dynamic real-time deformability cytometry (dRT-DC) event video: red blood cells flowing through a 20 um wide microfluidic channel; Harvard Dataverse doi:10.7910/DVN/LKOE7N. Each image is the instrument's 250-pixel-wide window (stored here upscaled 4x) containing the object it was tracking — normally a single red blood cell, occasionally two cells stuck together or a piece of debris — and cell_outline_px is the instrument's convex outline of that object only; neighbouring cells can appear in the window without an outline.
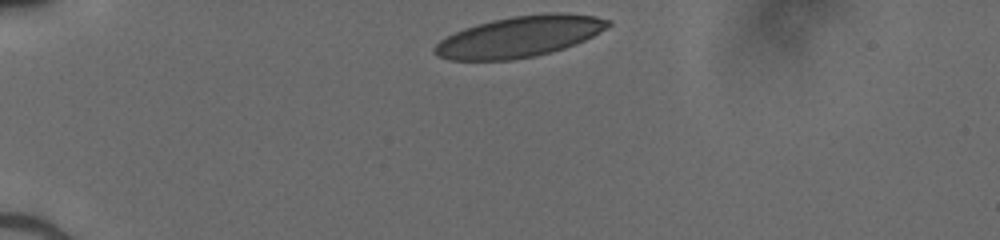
{"species": "human", "species_latin": "Homo sapiens", "temperature_condition": "cold", "stored_images_in_passage": 31, "camera_frame_rate_fps": 3000, "um_per_image_px": 0.085, "donor": {"sex": "male"}, "frame": {"image": 1, "passage_image": 1, "time_ms": 0.0, "image_size_px": [1000, 240], "cell_outline_px": [[612, 24], [600, 32], [584, 40], [564, 48], [536, 56], [512, 60], [448, 60], [436, 56], [432, 52], [432, 48], [440, 40], [464, 28], [476, 24], [492, 20], [512, 16], [544, 12], [560, 12], [596, 16], [612, 20]], "centroid_in_image_um": [44.15, 3.1], "position_along_channel_um": 40.8, "area_um2": 41.67}}
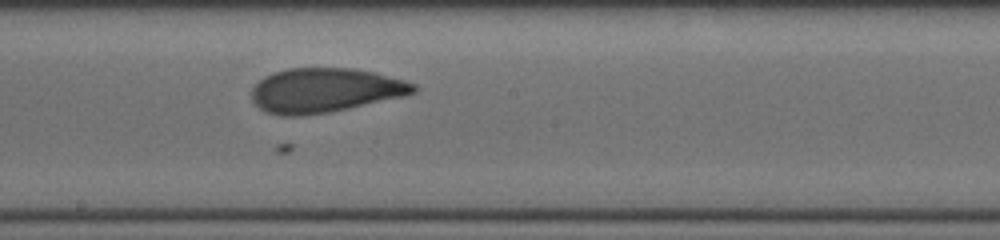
{"frame": {"image": 2, "passage_image": 18, "time_ms": 5.667, "image_size_px": [1000, 240], "cell_outline_px": [[416, 92], [404, 96], [328, 112], [296, 116], [284, 116], [268, 112], [260, 108], [252, 100], [252, 88], [264, 76], [272, 72], [288, 68], [352, 68], [372, 72], [404, 80], [416, 84]], "centroid_in_image_um": [27.59, 7.66], "position_along_channel_um": 220.6, "area_um2": 41.5}}
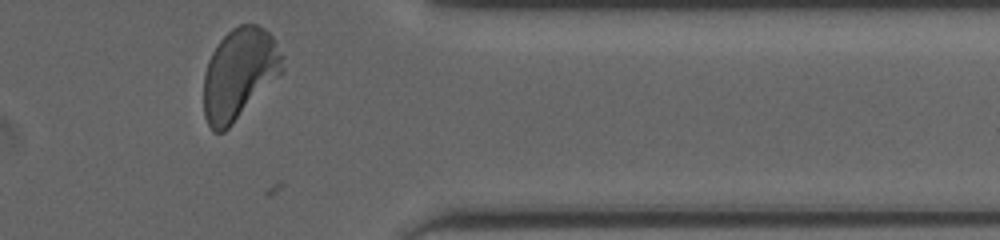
{"frame": {"image": 3, "passage_image": 31, "time_ms": 10.0, "image_size_px": [1000, 240], "cell_outline_px": [[284, 68], [232, 124], [224, 132], [216, 132], [208, 124], [204, 116], [204, 76], [208, 60], [212, 52], [220, 40], [232, 28], [240, 24], [256, 24], [264, 28], [276, 40], [284, 56]], "centroid_in_image_um": [20.33, 6.23], "position_along_channel_um": 391.1, "area_um2": 41.27}}